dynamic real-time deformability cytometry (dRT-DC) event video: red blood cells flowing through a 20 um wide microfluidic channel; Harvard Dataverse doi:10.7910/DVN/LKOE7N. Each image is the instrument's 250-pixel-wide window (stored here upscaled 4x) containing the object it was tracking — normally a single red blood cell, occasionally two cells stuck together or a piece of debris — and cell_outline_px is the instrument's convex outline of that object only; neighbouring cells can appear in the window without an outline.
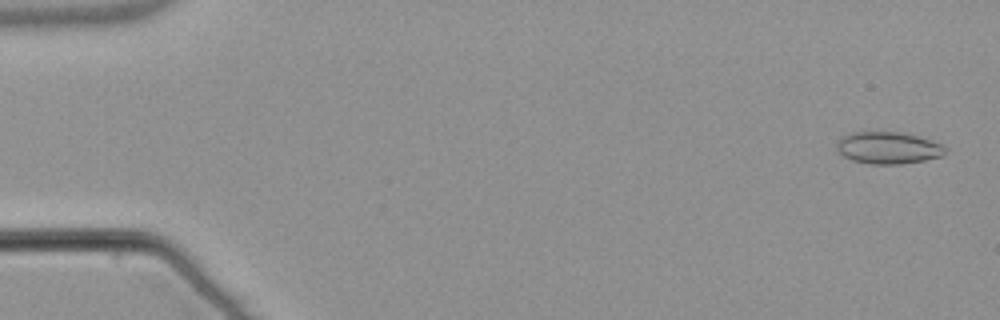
{"species": "common noctule bat (a hibernating species)", "species_latin": "Nyctalus noctula", "temperature_condition": "warm", "stored_images_in_passage": 54, "camera_frame_rate_fps": 3000, "um_per_image_px": 0.085, "animal": {"sex": "male", "body_mass_g": 21.5, "forearm_length_mm": 52.0}, "frame": {"image": 1, "passage_image": 2, "time_ms": 0.333, "image_size_px": [1000, 320], "cell_outline_px": [[948, 152], [944, 156], [924, 160], [900, 164], [872, 164], [852, 160], [844, 156], [836, 148], [836, 140], [840, 136], [852, 132], [868, 128], [904, 132], [920, 136], [940, 144], [948, 148]], "centroid_in_image_um": [75.47, 12.5], "position_along_channel_um": 9.5, "area_um2": 21.27}}
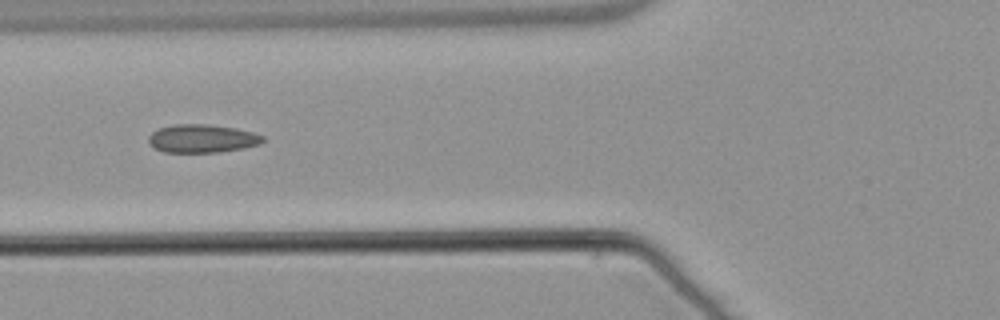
{"frame": {"image": 2, "passage_image": 21, "time_ms": 6.667, "image_size_px": [1000, 320], "cell_outline_px": [[264, 140], [260, 144], [244, 148], [220, 152], [164, 152], [156, 148], [148, 140], [148, 136], [152, 132], [160, 128], [172, 124], [208, 124], [236, 128], [252, 132], [264, 136]], "centroid_in_image_um": [17.2, 11.77], "position_along_channel_um": 108.6, "area_um2": 18.79}}
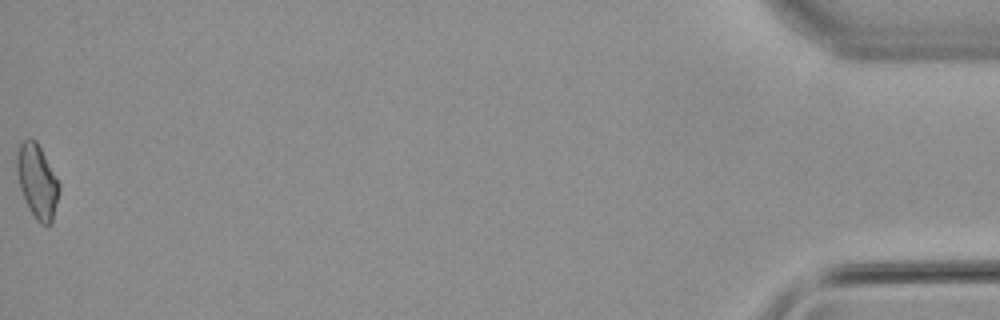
{"frame": {"image": 3, "passage_image": 54, "time_ms": 17.667, "image_size_px": [1000, 320], "cell_outline_px": [[60, 188], [52, 224], [48, 228], [40, 224], [36, 220], [28, 208], [20, 188], [16, 172], [16, 152], [20, 144], [24, 140], [36, 140], [60, 184]], "centroid_in_image_um": [3.16, 15.47], "position_along_channel_um": 432.0, "area_um2": 18.32}, "authors_computed_cell_mechanics": {"area_um2": 18.4382, "velocity_mm_per_s": 3.8535, "shape_relaxation_time_tau1_ms": null, "shape_relaxation_time_tau2_ms": 1.647, "deformation_change_tau1": null, "deformation_change_tau2": 0.0698}}